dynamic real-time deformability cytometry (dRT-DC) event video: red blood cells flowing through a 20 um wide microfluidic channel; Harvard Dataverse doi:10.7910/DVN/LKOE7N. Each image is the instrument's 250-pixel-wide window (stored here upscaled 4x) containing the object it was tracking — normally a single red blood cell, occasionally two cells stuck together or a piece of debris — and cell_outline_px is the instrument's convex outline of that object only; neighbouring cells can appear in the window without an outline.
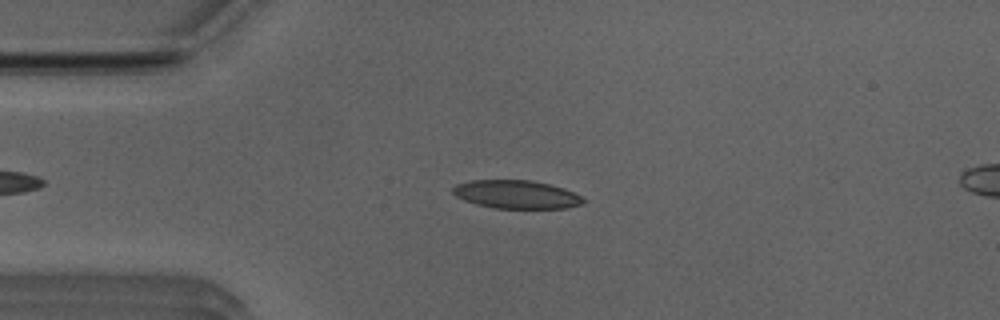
{"species": "Egyptian fruit bat (a non-hibernating species)", "species_latin": "Rousettus aegyptiacus", "temperature_condition": "room temperature", "stored_images_in_passage": 47, "camera_frame_rate_fps": 3000, "um_per_image_px": 0.085, "animal": {"sex": "male"}, "frame": {"image": 1, "passage_image": 12, "time_ms": 3.667, "image_size_px": [1000, 320], "cell_outline_px": [[584, 204], [568, 208], [492, 208], [476, 204], [464, 200], [456, 196], [452, 192], [452, 188], [456, 184], [468, 180], [532, 180], [564, 188], [580, 196], [584, 200]], "centroid_in_image_um": [43.87, 16.52], "position_along_channel_um": 41.1, "area_um2": 21.56}}
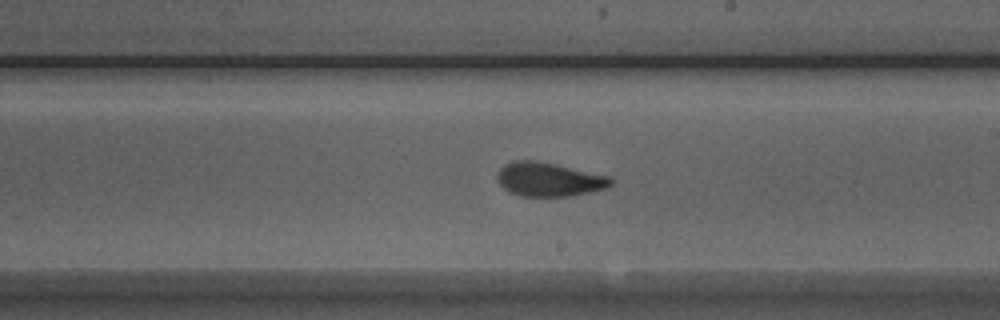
{"frame": {"image": 2, "passage_image": 29, "time_ms": 9.333, "image_size_px": [1000, 320], "cell_outline_px": [[612, 184], [608, 188], [568, 196], [520, 196], [508, 192], [496, 180], [496, 172], [504, 164], [512, 160], [532, 160], [552, 164], [608, 176], [612, 180]], "centroid_in_image_um": [46.58, 15.26], "position_along_channel_um": 242.4, "area_um2": 22.25}}
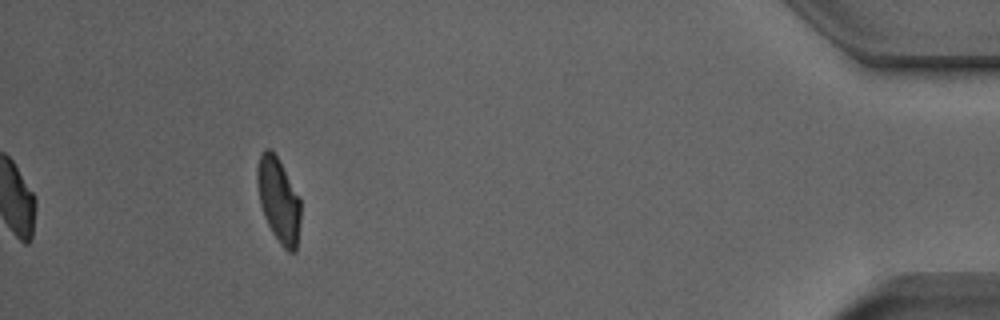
{"frame": {"image": 3, "passage_image": 47, "time_ms": 15.333, "image_size_px": [1000, 320], "cell_outline_px": [[300, 220], [296, 252], [288, 252], [280, 244], [272, 232], [264, 216], [260, 204], [256, 184], [256, 168], [260, 156], [264, 148], [272, 148], [300, 196]], "centroid_in_image_um": [23.67, 16.98], "position_along_channel_um": 411.5, "area_um2": 21.68}, "authors_computed_cell_mechanics": {"area_um2": 22.0796, "velocity_mm_per_s": 3.9344, "shape_relaxation_time_tau1_ms": 6.4837, "shape_relaxation_time_tau2_ms": 1.241, "deformation_change_tau1": 0.2016, "deformation_change_tau2": 0.0909}}